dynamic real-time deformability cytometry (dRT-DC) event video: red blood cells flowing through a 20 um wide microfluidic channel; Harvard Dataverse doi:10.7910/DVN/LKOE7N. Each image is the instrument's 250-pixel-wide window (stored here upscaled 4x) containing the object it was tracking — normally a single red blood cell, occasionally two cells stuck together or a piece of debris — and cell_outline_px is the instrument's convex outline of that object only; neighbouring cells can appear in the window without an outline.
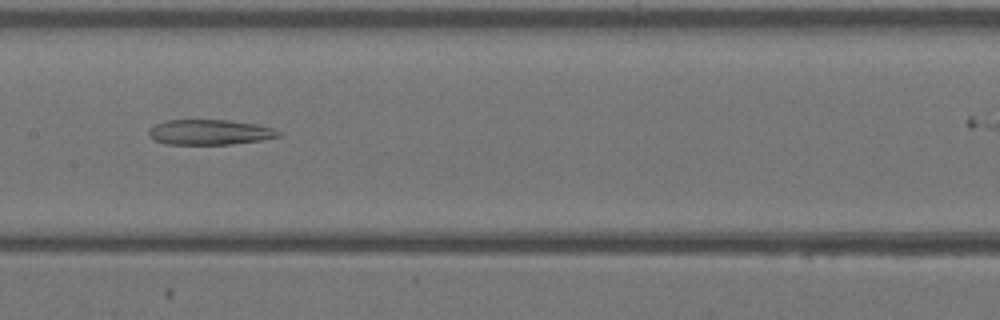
{"species": "Egyptian fruit bat (a non-hibernating species)", "species_latin": "Rousettus aegyptiacus", "temperature_condition": "warm", "stored_images_in_passage": 22, "camera_frame_rate_fps": 3000, "um_per_image_px": 0.085, "animal": {"sex": "female"}, "frame": {"image": 1, "passage_image": 9, "time_ms": 2.667, "image_size_px": [1000, 320], "cell_outline_px": [[280, 136], [260, 140], [232, 144], [164, 144], [148, 136], [148, 128], [152, 124], [164, 120], [228, 120], [256, 124], [272, 128], [280, 132]], "centroid_in_image_um": [17.75, 11.23], "position_along_channel_um": 189.7, "area_um2": 19.13}}
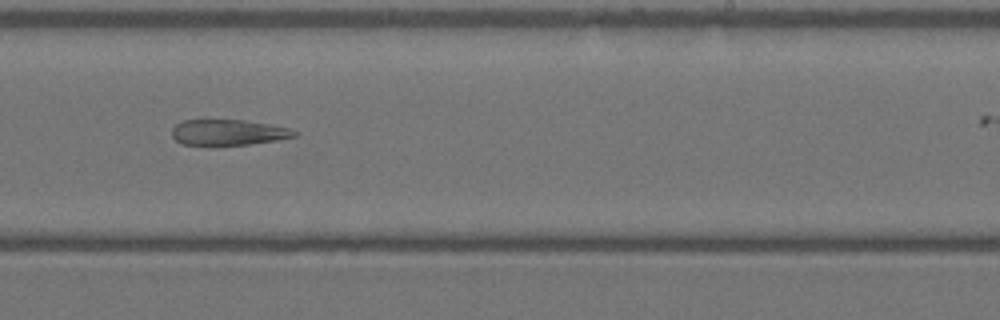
{"frame": {"image": 2, "passage_image": 14, "time_ms": 4.333, "image_size_px": [1000, 320], "cell_outline_px": [[300, 132], [296, 136], [276, 140], [248, 144], [184, 144], [176, 140], [172, 136], [172, 128], [176, 124], [184, 120], [244, 120], [292, 128]], "centroid_in_image_um": [19.45, 11.23], "position_along_channel_um": 269.6, "area_um2": 18.09}}
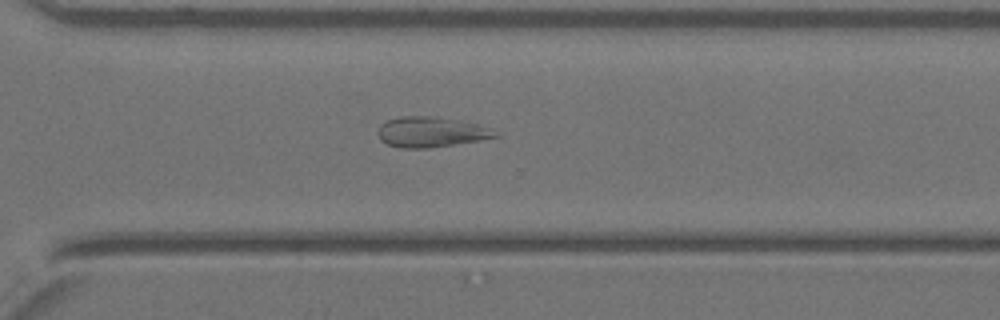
{"frame": {"image": 3, "passage_image": 18, "time_ms": 5.667, "image_size_px": [1000, 320], "cell_outline_px": [[500, 136], [480, 140], [428, 148], [404, 148], [388, 144], [380, 140], [376, 132], [380, 124], [388, 120], [400, 116], [428, 116], [460, 120], [492, 128]], "centroid_in_image_um": [36.61, 11.22], "position_along_channel_um": 334.0, "area_um2": 20.69}}